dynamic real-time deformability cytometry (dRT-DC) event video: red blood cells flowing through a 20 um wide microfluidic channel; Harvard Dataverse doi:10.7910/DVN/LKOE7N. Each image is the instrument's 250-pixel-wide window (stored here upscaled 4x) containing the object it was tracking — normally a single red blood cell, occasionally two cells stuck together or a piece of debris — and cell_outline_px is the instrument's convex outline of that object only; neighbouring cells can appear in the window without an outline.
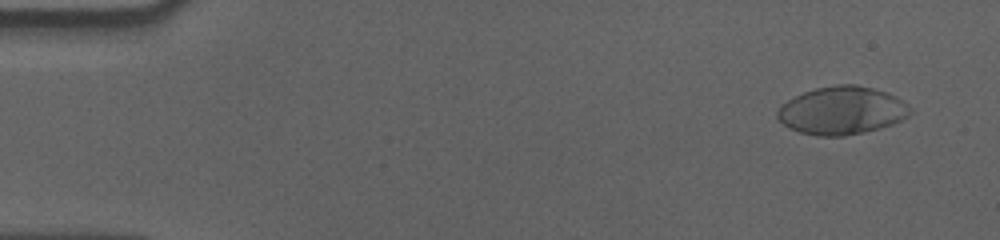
{"species": "human", "species_latin": "Homo sapiens", "temperature_condition": "cold", "stored_images_in_passage": 58, "camera_frame_rate_fps": 3000, "um_per_image_px": 0.085, "donor": {"sex": "male"}, "frame": {"image": 1, "passage_image": 4, "time_ms": 1.0, "image_size_px": [1000, 240], "cell_outline_px": [[912, 112], [908, 116], [892, 124], [844, 136], [816, 136], [800, 132], [788, 128], [776, 116], [776, 112], [788, 100], [804, 92], [816, 88], [836, 84], [856, 84], [872, 88], [896, 96], [912, 108]], "centroid_in_image_um": [71.55, 9.39], "position_along_channel_um": 13.4, "area_um2": 36.76}}
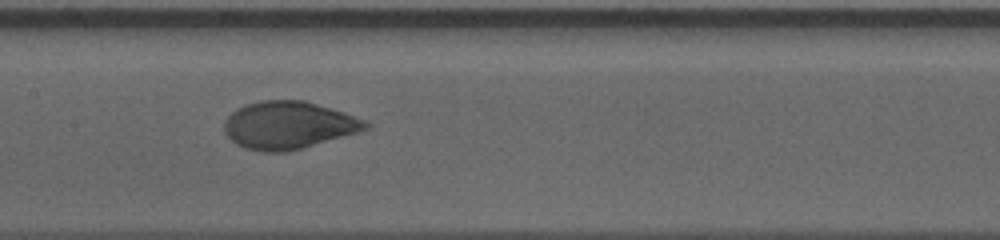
{"frame": {"image": 2, "passage_image": 29, "time_ms": 9.333, "image_size_px": [1000, 240], "cell_outline_px": [[372, 124], [368, 128], [356, 132], [300, 148], [284, 152], [264, 152], [244, 148], [236, 144], [224, 132], [224, 120], [236, 108], [248, 104], [264, 100], [304, 100], [344, 112], [364, 120]], "centroid_in_image_um": [24.48, 10.63], "position_along_channel_um": 182.9, "area_um2": 38.73}}
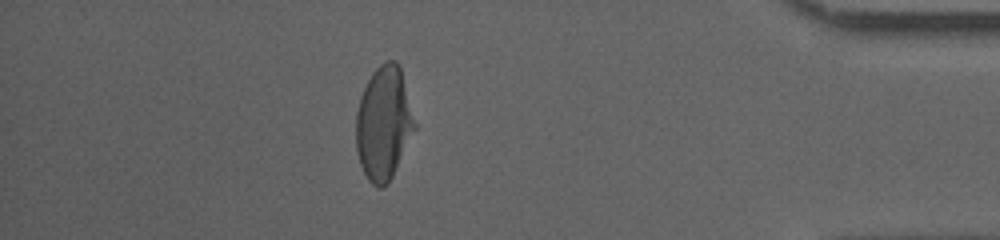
{"frame": {"image": 3, "passage_image": 51, "time_ms": 16.667, "image_size_px": [1000, 240], "cell_outline_px": [[416, 128], [388, 184], [384, 188], [380, 188], [372, 184], [368, 180], [360, 164], [356, 148], [356, 112], [360, 96], [372, 72], [380, 64], [388, 60], [396, 60], [400, 64], [416, 124]], "centroid_in_image_um": [32.61, 10.46], "position_along_channel_um": 402.6, "area_um2": 38.9}, "authors_computed_cell_mechanics": {"area_um2": 38.4948, "velocity_mm_per_s": 3.5543, "shape_relaxation_time_tau1_ms": 6.9192, "shape_relaxation_time_tau2_ms": 0.8398, "deformation_change_tau1": 0.2225, "deformation_change_tau2": 0.0462}}